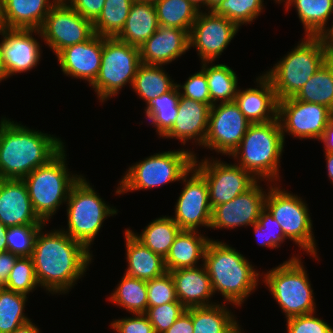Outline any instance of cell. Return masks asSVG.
Returning a JSON list of instances; mask_svg holds the SVG:
<instances>
[{
    "instance_id": "5b68a950",
    "label": "cell",
    "mask_w": 333,
    "mask_h": 333,
    "mask_svg": "<svg viewBox=\"0 0 333 333\" xmlns=\"http://www.w3.org/2000/svg\"><path fill=\"white\" fill-rule=\"evenodd\" d=\"M273 68L264 72L278 101L294 97L329 59L323 36H305Z\"/></svg>"
},
{
    "instance_id": "ee69618b",
    "label": "cell",
    "mask_w": 333,
    "mask_h": 333,
    "mask_svg": "<svg viewBox=\"0 0 333 333\" xmlns=\"http://www.w3.org/2000/svg\"><path fill=\"white\" fill-rule=\"evenodd\" d=\"M252 227L259 246L276 249L280 248L281 244L287 239L280 224L266 208L261 212L257 222Z\"/></svg>"
},
{
    "instance_id": "f6af8a7d",
    "label": "cell",
    "mask_w": 333,
    "mask_h": 333,
    "mask_svg": "<svg viewBox=\"0 0 333 333\" xmlns=\"http://www.w3.org/2000/svg\"><path fill=\"white\" fill-rule=\"evenodd\" d=\"M148 307L180 302L176 296L175 283L170 271L147 281Z\"/></svg>"
},
{
    "instance_id": "1f68e13d",
    "label": "cell",
    "mask_w": 333,
    "mask_h": 333,
    "mask_svg": "<svg viewBox=\"0 0 333 333\" xmlns=\"http://www.w3.org/2000/svg\"><path fill=\"white\" fill-rule=\"evenodd\" d=\"M162 65H148L141 63L131 88L145 101L146 106L158 96L168 93L177 84L170 75L165 72Z\"/></svg>"
},
{
    "instance_id": "8992f818",
    "label": "cell",
    "mask_w": 333,
    "mask_h": 333,
    "mask_svg": "<svg viewBox=\"0 0 333 333\" xmlns=\"http://www.w3.org/2000/svg\"><path fill=\"white\" fill-rule=\"evenodd\" d=\"M65 150L64 146L46 164L22 179L35 213L46 224L61 207L60 205L66 203L72 186L82 176L69 171Z\"/></svg>"
},
{
    "instance_id": "603a6c76",
    "label": "cell",
    "mask_w": 333,
    "mask_h": 333,
    "mask_svg": "<svg viewBox=\"0 0 333 333\" xmlns=\"http://www.w3.org/2000/svg\"><path fill=\"white\" fill-rule=\"evenodd\" d=\"M212 105L179 96L178 116L171 130L163 138H172L185 145L189 140L203 146Z\"/></svg>"
},
{
    "instance_id": "ab89813d",
    "label": "cell",
    "mask_w": 333,
    "mask_h": 333,
    "mask_svg": "<svg viewBox=\"0 0 333 333\" xmlns=\"http://www.w3.org/2000/svg\"><path fill=\"white\" fill-rule=\"evenodd\" d=\"M27 295L0 288V333H12L32 320L25 316Z\"/></svg>"
},
{
    "instance_id": "8fae6325",
    "label": "cell",
    "mask_w": 333,
    "mask_h": 333,
    "mask_svg": "<svg viewBox=\"0 0 333 333\" xmlns=\"http://www.w3.org/2000/svg\"><path fill=\"white\" fill-rule=\"evenodd\" d=\"M141 65L140 50L116 37H103L100 71L91 85L98 100L104 103L130 84Z\"/></svg>"
},
{
    "instance_id": "52a82bcc",
    "label": "cell",
    "mask_w": 333,
    "mask_h": 333,
    "mask_svg": "<svg viewBox=\"0 0 333 333\" xmlns=\"http://www.w3.org/2000/svg\"><path fill=\"white\" fill-rule=\"evenodd\" d=\"M301 258L292 256L275 268L262 272L263 283L278 303L285 318L316 312L314 293Z\"/></svg>"
},
{
    "instance_id": "8d00e7d4",
    "label": "cell",
    "mask_w": 333,
    "mask_h": 333,
    "mask_svg": "<svg viewBox=\"0 0 333 333\" xmlns=\"http://www.w3.org/2000/svg\"><path fill=\"white\" fill-rule=\"evenodd\" d=\"M179 89L175 86L171 91L153 99L144 109L149 124L155 127L160 138L173 127L178 116Z\"/></svg>"
},
{
    "instance_id": "94428289",
    "label": "cell",
    "mask_w": 333,
    "mask_h": 333,
    "mask_svg": "<svg viewBox=\"0 0 333 333\" xmlns=\"http://www.w3.org/2000/svg\"><path fill=\"white\" fill-rule=\"evenodd\" d=\"M6 24L3 16V0H0V33L6 29Z\"/></svg>"
},
{
    "instance_id": "681fc988",
    "label": "cell",
    "mask_w": 333,
    "mask_h": 333,
    "mask_svg": "<svg viewBox=\"0 0 333 333\" xmlns=\"http://www.w3.org/2000/svg\"><path fill=\"white\" fill-rule=\"evenodd\" d=\"M133 315L112 321L111 329L117 333H155L145 314Z\"/></svg>"
},
{
    "instance_id": "2e32d148",
    "label": "cell",
    "mask_w": 333,
    "mask_h": 333,
    "mask_svg": "<svg viewBox=\"0 0 333 333\" xmlns=\"http://www.w3.org/2000/svg\"><path fill=\"white\" fill-rule=\"evenodd\" d=\"M181 180L184 187L175 202V217L171 218L182 230L198 231L202 226L210 228L212 207L205 178L192 166Z\"/></svg>"
},
{
    "instance_id": "db71d44e",
    "label": "cell",
    "mask_w": 333,
    "mask_h": 333,
    "mask_svg": "<svg viewBox=\"0 0 333 333\" xmlns=\"http://www.w3.org/2000/svg\"><path fill=\"white\" fill-rule=\"evenodd\" d=\"M319 141L324 143L325 153L333 152V118L329 121Z\"/></svg>"
},
{
    "instance_id": "836d02e7",
    "label": "cell",
    "mask_w": 333,
    "mask_h": 333,
    "mask_svg": "<svg viewBox=\"0 0 333 333\" xmlns=\"http://www.w3.org/2000/svg\"><path fill=\"white\" fill-rule=\"evenodd\" d=\"M181 230L171 216L166 217L165 215L152 220L140 234L130 231L153 253L159 254L165 259Z\"/></svg>"
},
{
    "instance_id": "680465c9",
    "label": "cell",
    "mask_w": 333,
    "mask_h": 333,
    "mask_svg": "<svg viewBox=\"0 0 333 333\" xmlns=\"http://www.w3.org/2000/svg\"><path fill=\"white\" fill-rule=\"evenodd\" d=\"M7 229L8 227L0 222V252L7 251Z\"/></svg>"
},
{
    "instance_id": "bcb514c9",
    "label": "cell",
    "mask_w": 333,
    "mask_h": 333,
    "mask_svg": "<svg viewBox=\"0 0 333 333\" xmlns=\"http://www.w3.org/2000/svg\"><path fill=\"white\" fill-rule=\"evenodd\" d=\"M185 310L186 308L180 302H171L148 307L145 315L152 324L155 333H165Z\"/></svg>"
},
{
    "instance_id": "e0dca14e",
    "label": "cell",
    "mask_w": 333,
    "mask_h": 333,
    "mask_svg": "<svg viewBox=\"0 0 333 333\" xmlns=\"http://www.w3.org/2000/svg\"><path fill=\"white\" fill-rule=\"evenodd\" d=\"M200 11L189 33V49L193 47L201 62H215L239 31L225 16Z\"/></svg>"
},
{
    "instance_id": "d6986e66",
    "label": "cell",
    "mask_w": 333,
    "mask_h": 333,
    "mask_svg": "<svg viewBox=\"0 0 333 333\" xmlns=\"http://www.w3.org/2000/svg\"><path fill=\"white\" fill-rule=\"evenodd\" d=\"M266 192L258 180L231 201L215 206L212 209L210 228L221 230L252 226L265 209Z\"/></svg>"
},
{
    "instance_id": "7402d4cb",
    "label": "cell",
    "mask_w": 333,
    "mask_h": 333,
    "mask_svg": "<svg viewBox=\"0 0 333 333\" xmlns=\"http://www.w3.org/2000/svg\"><path fill=\"white\" fill-rule=\"evenodd\" d=\"M140 50L141 63L167 65L189 51V33L175 27L159 26Z\"/></svg>"
},
{
    "instance_id": "484cf974",
    "label": "cell",
    "mask_w": 333,
    "mask_h": 333,
    "mask_svg": "<svg viewBox=\"0 0 333 333\" xmlns=\"http://www.w3.org/2000/svg\"><path fill=\"white\" fill-rule=\"evenodd\" d=\"M124 234L126 242L125 259L128 262L124 274L148 281L167 272L165 259L162 256L153 253L141 243L129 228L125 229Z\"/></svg>"
},
{
    "instance_id": "ac0fdd59",
    "label": "cell",
    "mask_w": 333,
    "mask_h": 333,
    "mask_svg": "<svg viewBox=\"0 0 333 333\" xmlns=\"http://www.w3.org/2000/svg\"><path fill=\"white\" fill-rule=\"evenodd\" d=\"M35 34L42 36L39 29L6 28L0 33V54L8 77L28 72L39 64L42 45Z\"/></svg>"
},
{
    "instance_id": "6125c7cd",
    "label": "cell",
    "mask_w": 333,
    "mask_h": 333,
    "mask_svg": "<svg viewBox=\"0 0 333 333\" xmlns=\"http://www.w3.org/2000/svg\"><path fill=\"white\" fill-rule=\"evenodd\" d=\"M8 77L3 62H2V58H1V54H0V82H2V80H6Z\"/></svg>"
},
{
    "instance_id": "f5cc1de1",
    "label": "cell",
    "mask_w": 333,
    "mask_h": 333,
    "mask_svg": "<svg viewBox=\"0 0 333 333\" xmlns=\"http://www.w3.org/2000/svg\"><path fill=\"white\" fill-rule=\"evenodd\" d=\"M192 307L187 308L185 312L174 322V324L165 333H193Z\"/></svg>"
},
{
    "instance_id": "9c48e42d",
    "label": "cell",
    "mask_w": 333,
    "mask_h": 333,
    "mask_svg": "<svg viewBox=\"0 0 333 333\" xmlns=\"http://www.w3.org/2000/svg\"><path fill=\"white\" fill-rule=\"evenodd\" d=\"M194 151L178 149L154 153L129 166L118 183L116 194H125L180 181L192 168Z\"/></svg>"
},
{
    "instance_id": "6f0895ef",
    "label": "cell",
    "mask_w": 333,
    "mask_h": 333,
    "mask_svg": "<svg viewBox=\"0 0 333 333\" xmlns=\"http://www.w3.org/2000/svg\"><path fill=\"white\" fill-rule=\"evenodd\" d=\"M327 175L333 184V152L325 153Z\"/></svg>"
},
{
    "instance_id": "6da1fadb",
    "label": "cell",
    "mask_w": 333,
    "mask_h": 333,
    "mask_svg": "<svg viewBox=\"0 0 333 333\" xmlns=\"http://www.w3.org/2000/svg\"><path fill=\"white\" fill-rule=\"evenodd\" d=\"M38 232L32 259L41 288L51 294H66L81 279L93 260V254L61 229Z\"/></svg>"
},
{
    "instance_id": "f546056e",
    "label": "cell",
    "mask_w": 333,
    "mask_h": 333,
    "mask_svg": "<svg viewBox=\"0 0 333 333\" xmlns=\"http://www.w3.org/2000/svg\"><path fill=\"white\" fill-rule=\"evenodd\" d=\"M226 304L192 307L193 333H244Z\"/></svg>"
},
{
    "instance_id": "e7e4bbea",
    "label": "cell",
    "mask_w": 333,
    "mask_h": 333,
    "mask_svg": "<svg viewBox=\"0 0 333 333\" xmlns=\"http://www.w3.org/2000/svg\"><path fill=\"white\" fill-rule=\"evenodd\" d=\"M135 1H146V2H155V1H157V0H135Z\"/></svg>"
},
{
    "instance_id": "7bdbcfd3",
    "label": "cell",
    "mask_w": 333,
    "mask_h": 333,
    "mask_svg": "<svg viewBox=\"0 0 333 333\" xmlns=\"http://www.w3.org/2000/svg\"><path fill=\"white\" fill-rule=\"evenodd\" d=\"M46 225H18L7 229V250L19 257H31L35 239Z\"/></svg>"
},
{
    "instance_id": "f1b7e54d",
    "label": "cell",
    "mask_w": 333,
    "mask_h": 333,
    "mask_svg": "<svg viewBox=\"0 0 333 333\" xmlns=\"http://www.w3.org/2000/svg\"><path fill=\"white\" fill-rule=\"evenodd\" d=\"M57 1L59 0H3L6 27L40 29Z\"/></svg>"
},
{
    "instance_id": "4dcf8cb0",
    "label": "cell",
    "mask_w": 333,
    "mask_h": 333,
    "mask_svg": "<svg viewBox=\"0 0 333 333\" xmlns=\"http://www.w3.org/2000/svg\"><path fill=\"white\" fill-rule=\"evenodd\" d=\"M282 2H285L287 12L294 6L305 29V36H323L328 31L326 25L333 13V0H281L280 3Z\"/></svg>"
},
{
    "instance_id": "5bb4252c",
    "label": "cell",
    "mask_w": 333,
    "mask_h": 333,
    "mask_svg": "<svg viewBox=\"0 0 333 333\" xmlns=\"http://www.w3.org/2000/svg\"><path fill=\"white\" fill-rule=\"evenodd\" d=\"M277 118L284 141L285 134L302 140H320L333 118V111L320 104L289 97L278 101Z\"/></svg>"
},
{
    "instance_id": "d6a6232c",
    "label": "cell",
    "mask_w": 333,
    "mask_h": 333,
    "mask_svg": "<svg viewBox=\"0 0 333 333\" xmlns=\"http://www.w3.org/2000/svg\"><path fill=\"white\" fill-rule=\"evenodd\" d=\"M201 70L206 74L210 93V105L233 102L238 91L236 72L226 64L201 62Z\"/></svg>"
},
{
    "instance_id": "f35d334b",
    "label": "cell",
    "mask_w": 333,
    "mask_h": 333,
    "mask_svg": "<svg viewBox=\"0 0 333 333\" xmlns=\"http://www.w3.org/2000/svg\"><path fill=\"white\" fill-rule=\"evenodd\" d=\"M135 0H106L101 14L93 22L95 34L116 37L123 29Z\"/></svg>"
},
{
    "instance_id": "e575fe53",
    "label": "cell",
    "mask_w": 333,
    "mask_h": 333,
    "mask_svg": "<svg viewBox=\"0 0 333 333\" xmlns=\"http://www.w3.org/2000/svg\"><path fill=\"white\" fill-rule=\"evenodd\" d=\"M132 314H145L148 308L147 281L123 275L108 298Z\"/></svg>"
},
{
    "instance_id": "ffe728a7",
    "label": "cell",
    "mask_w": 333,
    "mask_h": 333,
    "mask_svg": "<svg viewBox=\"0 0 333 333\" xmlns=\"http://www.w3.org/2000/svg\"><path fill=\"white\" fill-rule=\"evenodd\" d=\"M103 50V36L94 34L89 40L61 50L56 58L66 76L87 81L89 86L97 78Z\"/></svg>"
},
{
    "instance_id": "c3c4849f",
    "label": "cell",
    "mask_w": 333,
    "mask_h": 333,
    "mask_svg": "<svg viewBox=\"0 0 333 333\" xmlns=\"http://www.w3.org/2000/svg\"><path fill=\"white\" fill-rule=\"evenodd\" d=\"M176 86L181 96L210 105L209 87L202 70L189 76L183 85L178 83Z\"/></svg>"
},
{
    "instance_id": "be15d7a7",
    "label": "cell",
    "mask_w": 333,
    "mask_h": 333,
    "mask_svg": "<svg viewBox=\"0 0 333 333\" xmlns=\"http://www.w3.org/2000/svg\"><path fill=\"white\" fill-rule=\"evenodd\" d=\"M221 1L223 0H208V11H211Z\"/></svg>"
},
{
    "instance_id": "30bf717a",
    "label": "cell",
    "mask_w": 333,
    "mask_h": 333,
    "mask_svg": "<svg viewBox=\"0 0 333 333\" xmlns=\"http://www.w3.org/2000/svg\"><path fill=\"white\" fill-rule=\"evenodd\" d=\"M276 183L268 187L265 208L280 224L288 240L319 261L308 204L300 196L282 189Z\"/></svg>"
},
{
    "instance_id": "7a4b0ae2",
    "label": "cell",
    "mask_w": 333,
    "mask_h": 333,
    "mask_svg": "<svg viewBox=\"0 0 333 333\" xmlns=\"http://www.w3.org/2000/svg\"><path fill=\"white\" fill-rule=\"evenodd\" d=\"M57 136L33 130L6 117L0 120V179L22 180L63 147Z\"/></svg>"
},
{
    "instance_id": "4fadbf2b",
    "label": "cell",
    "mask_w": 333,
    "mask_h": 333,
    "mask_svg": "<svg viewBox=\"0 0 333 333\" xmlns=\"http://www.w3.org/2000/svg\"><path fill=\"white\" fill-rule=\"evenodd\" d=\"M45 44L57 55L66 47L89 40L94 34L93 22L82 17L66 1L51 8L39 29Z\"/></svg>"
},
{
    "instance_id": "cb8c5ba5",
    "label": "cell",
    "mask_w": 333,
    "mask_h": 333,
    "mask_svg": "<svg viewBox=\"0 0 333 333\" xmlns=\"http://www.w3.org/2000/svg\"><path fill=\"white\" fill-rule=\"evenodd\" d=\"M257 88L239 89L234 102L251 124L277 119L278 99L270 80L262 74L256 78Z\"/></svg>"
},
{
    "instance_id": "83f0119b",
    "label": "cell",
    "mask_w": 333,
    "mask_h": 333,
    "mask_svg": "<svg viewBox=\"0 0 333 333\" xmlns=\"http://www.w3.org/2000/svg\"><path fill=\"white\" fill-rule=\"evenodd\" d=\"M159 24L153 2L134 1L117 39L140 48L157 30Z\"/></svg>"
},
{
    "instance_id": "816d5d0a",
    "label": "cell",
    "mask_w": 333,
    "mask_h": 333,
    "mask_svg": "<svg viewBox=\"0 0 333 333\" xmlns=\"http://www.w3.org/2000/svg\"><path fill=\"white\" fill-rule=\"evenodd\" d=\"M19 256L10 251L0 252V288H5L10 272Z\"/></svg>"
},
{
    "instance_id": "91938a15",
    "label": "cell",
    "mask_w": 333,
    "mask_h": 333,
    "mask_svg": "<svg viewBox=\"0 0 333 333\" xmlns=\"http://www.w3.org/2000/svg\"><path fill=\"white\" fill-rule=\"evenodd\" d=\"M194 6L198 8L199 11L204 9L205 11H208V0H189ZM204 7V8H203Z\"/></svg>"
},
{
    "instance_id": "d590c367",
    "label": "cell",
    "mask_w": 333,
    "mask_h": 333,
    "mask_svg": "<svg viewBox=\"0 0 333 333\" xmlns=\"http://www.w3.org/2000/svg\"><path fill=\"white\" fill-rule=\"evenodd\" d=\"M294 98L320 104L333 111V61L328 59Z\"/></svg>"
},
{
    "instance_id": "74e56055",
    "label": "cell",
    "mask_w": 333,
    "mask_h": 333,
    "mask_svg": "<svg viewBox=\"0 0 333 333\" xmlns=\"http://www.w3.org/2000/svg\"><path fill=\"white\" fill-rule=\"evenodd\" d=\"M154 5L159 26L175 27L188 33L200 12L189 0H157Z\"/></svg>"
},
{
    "instance_id": "7dc6e473",
    "label": "cell",
    "mask_w": 333,
    "mask_h": 333,
    "mask_svg": "<svg viewBox=\"0 0 333 333\" xmlns=\"http://www.w3.org/2000/svg\"><path fill=\"white\" fill-rule=\"evenodd\" d=\"M315 313L287 318V333H333V327Z\"/></svg>"
},
{
    "instance_id": "3957f363",
    "label": "cell",
    "mask_w": 333,
    "mask_h": 333,
    "mask_svg": "<svg viewBox=\"0 0 333 333\" xmlns=\"http://www.w3.org/2000/svg\"><path fill=\"white\" fill-rule=\"evenodd\" d=\"M214 295L220 293L224 303L241 307L255 292L261 278L249 260L226 242L211 240L206 248L204 262ZM260 276V278H259Z\"/></svg>"
},
{
    "instance_id": "60d3db41",
    "label": "cell",
    "mask_w": 333,
    "mask_h": 333,
    "mask_svg": "<svg viewBox=\"0 0 333 333\" xmlns=\"http://www.w3.org/2000/svg\"><path fill=\"white\" fill-rule=\"evenodd\" d=\"M264 0H223L211 11L215 15L225 16L239 28L242 25L252 24L262 13Z\"/></svg>"
},
{
    "instance_id": "44dd1931",
    "label": "cell",
    "mask_w": 333,
    "mask_h": 333,
    "mask_svg": "<svg viewBox=\"0 0 333 333\" xmlns=\"http://www.w3.org/2000/svg\"><path fill=\"white\" fill-rule=\"evenodd\" d=\"M0 222L6 227L46 225L35 213L23 180L0 179Z\"/></svg>"
},
{
    "instance_id": "9a60e30c",
    "label": "cell",
    "mask_w": 333,
    "mask_h": 333,
    "mask_svg": "<svg viewBox=\"0 0 333 333\" xmlns=\"http://www.w3.org/2000/svg\"><path fill=\"white\" fill-rule=\"evenodd\" d=\"M251 123L233 102L211 106L203 148L230 156L239 146Z\"/></svg>"
},
{
    "instance_id": "d4e9b609",
    "label": "cell",
    "mask_w": 333,
    "mask_h": 333,
    "mask_svg": "<svg viewBox=\"0 0 333 333\" xmlns=\"http://www.w3.org/2000/svg\"><path fill=\"white\" fill-rule=\"evenodd\" d=\"M200 265L170 271L177 299L186 309L216 304L211 301L214 292L207 270L203 263Z\"/></svg>"
},
{
    "instance_id": "7c38bea8",
    "label": "cell",
    "mask_w": 333,
    "mask_h": 333,
    "mask_svg": "<svg viewBox=\"0 0 333 333\" xmlns=\"http://www.w3.org/2000/svg\"><path fill=\"white\" fill-rule=\"evenodd\" d=\"M194 156L193 167L205 178L212 209L250 189L258 180L238 164Z\"/></svg>"
},
{
    "instance_id": "b9f144b4",
    "label": "cell",
    "mask_w": 333,
    "mask_h": 333,
    "mask_svg": "<svg viewBox=\"0 0 333 333\" xmlns=\"http://www.w3.org/2000/svg\"><path fill=\"white\" fill-rule=\"evenodd\" d=\"M39 283L35 275L32 257H19L9 274L6 289L25 295L37 289Z\"/></svg>"
},
{
    "instance_id": "4316f807",
    "label": "cell",
    "mask_w": 333,
    "mask_h": 333,
    "mask_svg": "<svg viewBox=\"0 0 333 333\" xmlns=\"http://www.w3.org/2000/svg\"><path fill=\"white\" fill-rule=\"evenodd\" d=\"M211 240L199 230H181L165 258L166 270L197 267L200 259L204 262L205 251Z\"/></svg>"
},
{
    "instance_id": "9f6ffc18",
    "label": "cell",
    "mask_w": 333,
    "mask_h": 333,
    "mask_svg": "<svg viewBox=\"0 0 333 333\" xmlns=\"http://www.w3.org/2000/svg\"><path fill=\"white\" fill-rule=\"evenodd\" d=\"M12 333H41L38 326H36L33 321H28L27 323L19 326L14 332Z\"/></svg>"
},
{
    "instance_id": "ba28073f",
    "label": "cell",
    "mask_w": 333,
    "mask_h": 333,
    "mask_svg": "<svg viewBox=\"0 0 333 333\" xmlns=\"http://www.w3.org/2000/svg\"><path fill=\"white\" fill-rule=\"evenodd\" d=\"M93 187L83 175L72 186L66 201L68 227L61 228L89 251L103 222L118 213L115 207L106 204Z\"/></svg>"
},
{
    "instance_id": "11a10c76",
    "label": "cell",
    "mask_w": 333,
    "mask_h": 333,
    "mask_svg": "<svg viewBox=\"0 0 333 333\" xmlns=\"http://www.w3.org/2000/svg\"><path fill=\"white\" fill-rule=\"evenodd\" d=\"M323 38L326 43L328 58L333 61V23L331 27L328 26V31L323 35Z\"/></svg>"
},
{
    "instance_id": "277c9868",
    "label": "cell",
    "mask_w": 333,
    "mask_h": 333,
    "mask_svg": "<svg viewBox=\"0 0 333 333\" xmlns=\"http://www.w3.org/2000/svg\"><path fill=\"white\" fill-rule=\"evenodd\" d=\"M284 144L277 118L267 123L251 124L230 156L257 180L266 179L267 184L280 182L279 168Z\"/></svg>"
},
{
    "instance_id": "f907efd6",
    "label": "cell",
    "mask_w": 333,
    "mask_h": 333,
    "mask_svg": "<svg viewBox=\"0 0 333 333\" xmlns=\"http://www.w3.org/2000/svg\"><path fill=\"white\" fill-rule=\"evenodd\" d=\"M82 17L94 22L101 14L106 0H64Z\"/></svg>"
}]
</instances>
